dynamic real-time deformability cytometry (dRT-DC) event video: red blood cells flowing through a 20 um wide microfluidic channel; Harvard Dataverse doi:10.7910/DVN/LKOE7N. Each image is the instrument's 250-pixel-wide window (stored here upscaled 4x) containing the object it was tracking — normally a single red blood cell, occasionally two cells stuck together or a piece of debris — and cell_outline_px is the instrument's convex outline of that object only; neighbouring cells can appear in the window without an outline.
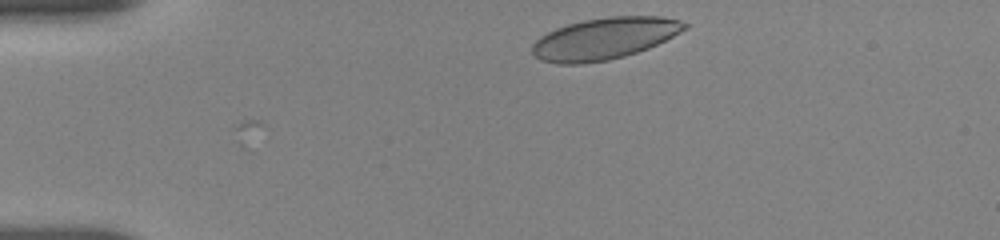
{"species": "human", "species_latin": "Homo sapiens", "temperature_condition": "room temperature", "stored_images_in_passage": 2, "camera_frame_rate_fps": 3000, "um_per_image_px": 0.085, "donor": {"sex": "female"}, "frame": {"image": 1, "passage_image": 2, "time_ms": 0.333, "image_size_px": [1000, 240], "cell_outline_px": [[688, 28], [648, 48], [624, 56], [608, 60], [580, 64], [556, 64], [540, 60], [532, 52], [532, 44], [540, 36], [556, 28], [568, 24], [584, 20], [608, 16], [660, 16], [680, 20], [688, 24]], "centroid_in_image_um": [51.35, 3.27], "position_along_channel_um": 33.6, "area_um2": 36.93}}